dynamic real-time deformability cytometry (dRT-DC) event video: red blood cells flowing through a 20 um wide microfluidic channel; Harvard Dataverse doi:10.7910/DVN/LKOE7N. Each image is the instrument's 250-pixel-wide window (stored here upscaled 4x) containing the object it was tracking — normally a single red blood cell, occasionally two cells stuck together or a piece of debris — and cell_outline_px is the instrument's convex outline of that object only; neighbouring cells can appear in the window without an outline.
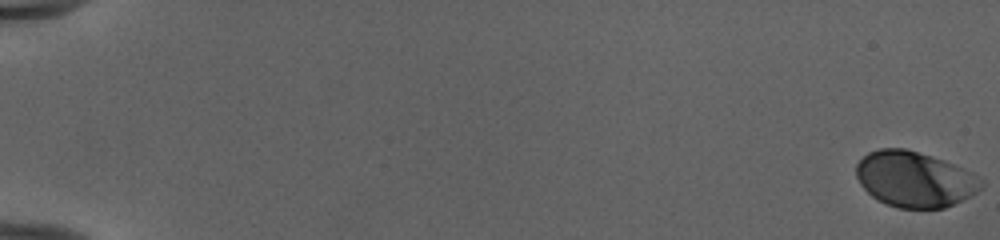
{"species": "human", "species_latin": "Homo sapiens", "temperature_condition": "cold", "stored_images_in_passage": 54, "camera_frame_rate_fps": 3000, "um_per_image_px": 0.085, "donor": {"sex": "female"}, "frame": {"image": 1, "passage_image": 1, "time_ms": 0.0, "image_size_px": [1000, 240], "cell_outline_px": [[984, 184], [976, 192], [944, 208], [900, 208], [884, 204], [872, 196], [860, 184], [856, 176], [856, 164], [868, 152], [880, 148], [904, 148], [932, 156], [944, 160], [972, 172], [984, 180]], "centroid_in_image_um": [77.73, 15.23], "position_along_channel_um": 7.3, "area_um2": 40.4}}
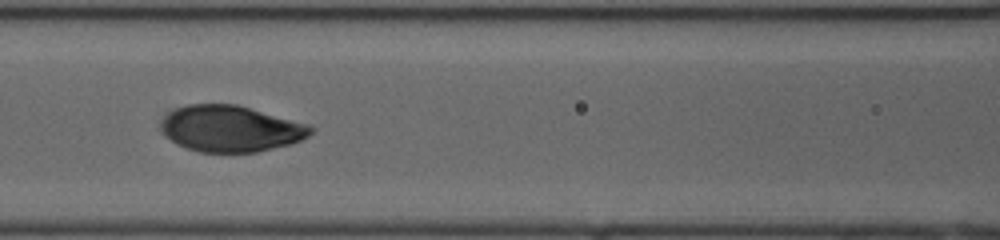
{"frame": {"image": 2, "passage_image": 27, "time_ms": 8.667, "image_size_px": [1000, 240], "cell_outline_px": [[316, 128], [308, 136], [292, 144], [256, 152], [200, 152], [176, 144], [164, 132], [160, 124], [176, 108], [188, 104], [236, 104], [308, 124]], "centroid_in_image_um": [19.66, 10.94], "position_along_channel_um": 146.9, "area_um2": 39.88}}
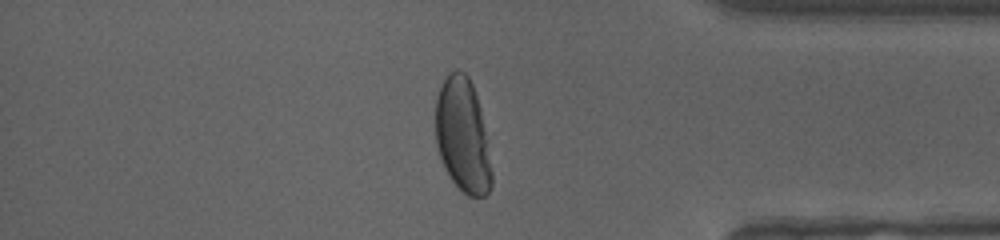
{"frame": {"image": 3, "passage_image": 47, "time_ms": 15.333, "image_size_px": [1000, 240], "cell_outline_px": [[492, 184], [488, 192], [484, 196], [468, 196], [452, 180], [440, 156], [436, 144], [436, 100], [440, 88], [444, 80], [456, 68], [460, 68], [468, 76], [472, 84], [480, 108], [484, 128], [492, 172]], "centroid_in_image_um": [39.33, 11.51], "position_along_channel_um": 395.9, "area_um2": 36.7}, "authors_computed_cell_mechanics": {"area_um2": 40.3733, "velocity_mm_per_s": 3.9674, "shape_relaxation_time_tau1_ms": 3.8225, "shape_relaxation_time_tau2_ms": null, "deformation_change_tau1": 0.1644, "deformation_change_tau2": null}}